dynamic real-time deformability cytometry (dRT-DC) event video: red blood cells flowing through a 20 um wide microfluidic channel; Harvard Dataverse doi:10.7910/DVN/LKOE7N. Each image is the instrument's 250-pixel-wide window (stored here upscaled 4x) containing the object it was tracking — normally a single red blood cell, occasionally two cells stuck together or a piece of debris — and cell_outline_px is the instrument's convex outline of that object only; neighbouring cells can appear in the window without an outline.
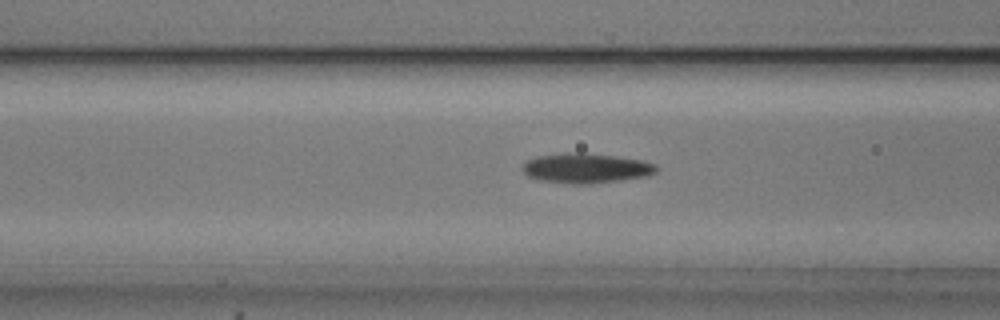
{"species": "common noctule bat (a hibernating species)", "species_latin": "Nyctalus noctula", "temperature_condition": "cold", "stored_images_in_passage": 46, "camera_frame_rate_fps": 3000, "um_per_image_px": 0.085, "animal": {"sex": "male", "body_mass_g": 20.5, "forearm_length_mm": 52.5}, "frame": {"image": 1, "passage_image": 21, "time_ms": 6.667, "image_size_px": [1000, 320], "cell_outline_px": [[656, 172], [648, 176], [624, 180], [588, 184], [572, 184], [536, 180], [528, 176], [520, 168], [524, 160], [536, 156], [564, 152], [584, 152], [616, 156], [644, 160], [656, 164]], "centroid_in_image_um": [49.77, 14.29], "position_along_channel_um": 116.8, "area_um2": 23.93}}
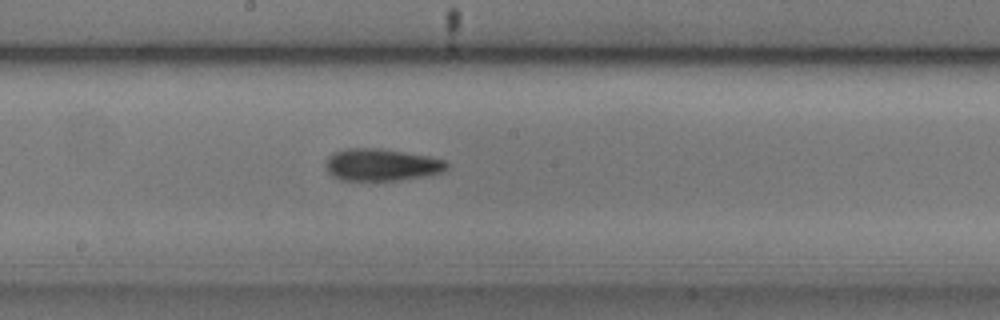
{"frame": {"image": 2, "passage_image": 29, "time_ms": 9.333, "image_size_px": [1000, 320], "cell_outline_px": [[448, 168], [440, 172], [424, 176], [400, 180], [340, 180], [332, 176], [328, 172], [328, 156], [332, 152], [348, 148], [380, 148], [428, 156], [444, 160], [448, 164]], "centroid_in_image_um": [32.42, 14.0], "position_along_channel_um": 215.8, "area_um2": 22.48}}
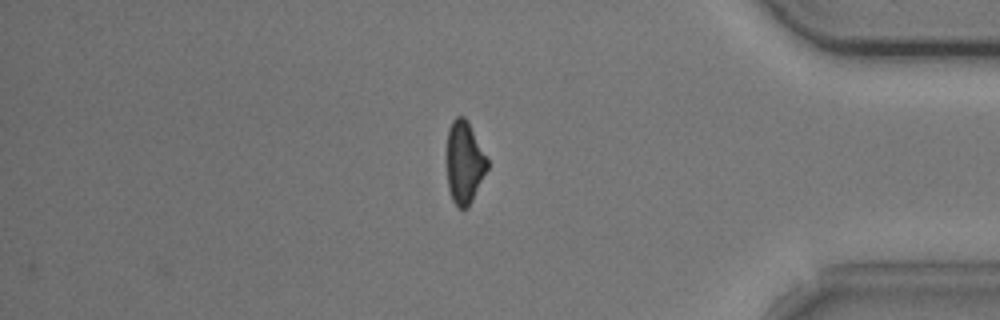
{"frame": {"image": 3, "passage_image": 46, "time_ms": 15.0, "image_size_px": [1000, 320], "cell_outline_px": [[488, 168], [468, 208], [460, 208], [452, 200], [448, 188], [444, 156], [448, 128], [452, 120], [456, 116], [464, 116], [488, 160]], "centroid_in_image_um": [39.41, 13.8], "position_along_channel_um": 395.8, "area_um2": 19.83}, "authors_computed_cell_mechanics": {"area_um2": 21.4727, "velocity_mm_per_s": 3.6969, "shape_relaxation_time_tau1_ms": 6.2201, "shape_relaxation_time_tau2_ms": 6.0779, "deformation_change_tau1": 0.1674, "deformation_change_tau2": 0.1542}}